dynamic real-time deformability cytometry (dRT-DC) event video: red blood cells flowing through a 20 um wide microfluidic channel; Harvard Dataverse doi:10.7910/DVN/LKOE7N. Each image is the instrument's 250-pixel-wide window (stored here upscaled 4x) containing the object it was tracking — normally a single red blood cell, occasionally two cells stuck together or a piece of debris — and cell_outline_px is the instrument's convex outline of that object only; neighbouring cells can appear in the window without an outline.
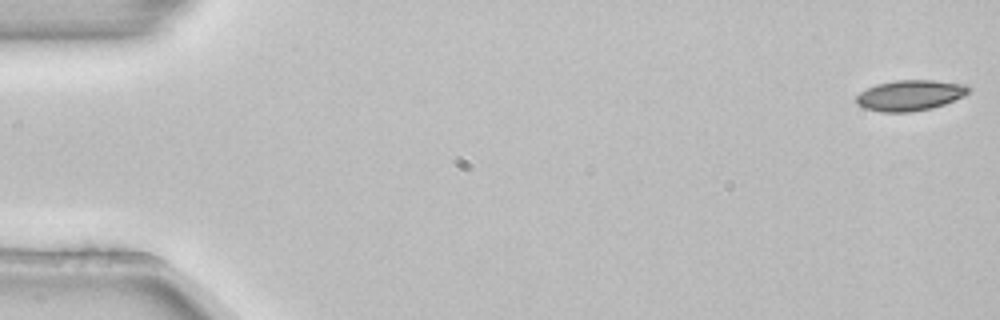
{"species": "common noctule bat (a hibernating species)", "species_latin": "Nyctalus noctula", "temperature_condition": "room temperature", "stored_images_in_passage": 5, "camera_frame_rate_fps": 3000, "um_per_image_px": 0.085, "animal": {"sex": "female", "body_mass_g": 22.7, "forearm_length_mm": 54.2}, "frame": {"image": 1, "passage_image": 1, "time_ms": 0.0, "image_size_px": [1000, 320], "cell_outline_px": [[972, 88], [964, 96], [944, 104], [932, 108], [908, 112], [880, 112], [864, 108], [856, 104], [856, 96], [860, 92], [876, 84], [896, 80], [932, 80], [964, 84]], "centroid_in_image_um": [77.34, 8.1], "position_along_channel_um": 7.7, "area_um2": 20.06}}
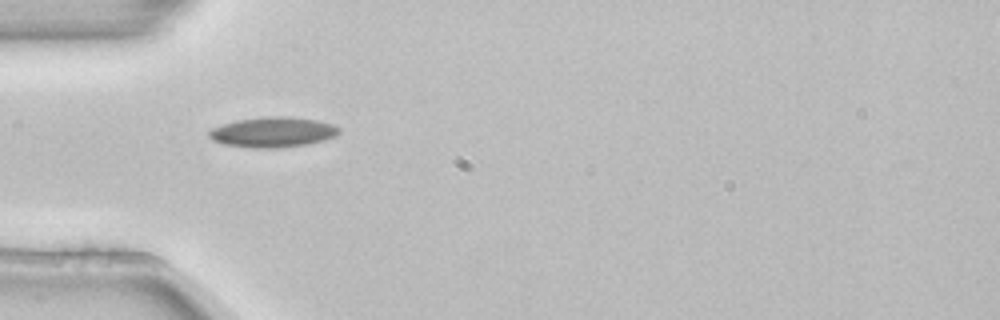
{"frame": {"image": 2, "passage_image": 4, "time_ms": 1.0, "image_size_px": [1000, 320], "cell_outline_px": [[340, 132], [336, 136], [324, 140], [308, 144], [276, 148], [248, 148], [224, 144], [212, 140], [208, 136], [208, 132], [212, 128], [236, 120], [264, 116], [284, 116], [316, 120], [332, 124], [340, 128]], "centroid_in_image_um": [23.18, 11.23], "position_along_channel_um": 61.8, "area_um2": 23.0}}